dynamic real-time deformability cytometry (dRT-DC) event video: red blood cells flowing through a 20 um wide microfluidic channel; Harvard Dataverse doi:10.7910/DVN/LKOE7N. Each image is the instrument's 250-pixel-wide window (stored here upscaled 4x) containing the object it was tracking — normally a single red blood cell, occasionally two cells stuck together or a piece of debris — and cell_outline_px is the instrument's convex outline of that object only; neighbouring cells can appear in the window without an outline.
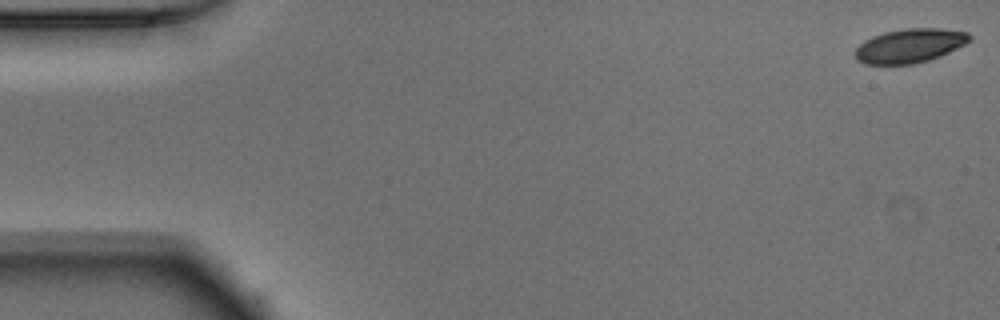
{"species": "Egyptian fruit bat (a non-hibernating species)", "species_latin": "Rousettus aegyptiacus", "temperature_condition": "warm", "stored_images_in_passage": 49, "camera_frame_rate_fps": 3000, "um_per_image_px": 0.085, "animal": {"sex": "male"}, "frame": {"image": 1, "passage_image": 1, "time_ms": 0.0, "image_size_px": [1000, 320], "cell_outline_px": [[972, 40], [940, 56], [928, 60], [912, 64], [864, 64], [856, 60], [856, 48], [864, 40], [872, 36], [884, 32], [908, 28], [940, 28], [968, 32], [972, 36]], "centroid_in_image_um": [77.33, 3.88], "position_along_channel_um": 7.7, "area_um2": 22.66}}
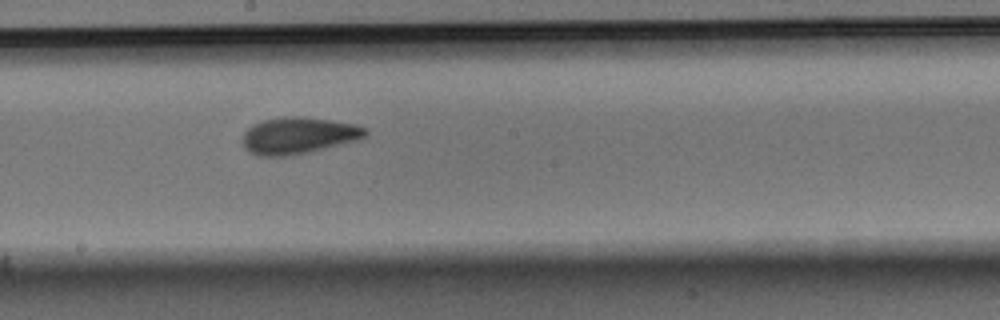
{"frame": {"image": 2, "passage_image": 28, "time_ms": 9.0, "image_size_px": [1000, 320], "cell_outline_px": [[368, 132], [364, 136], [356, 140], [308, 152], [288, 156], [260, 156], [244, 148], [244, 132], [252, 124], [264, 120], [284, 116], [304, 116], [356, 124], [364, 128]], "centroid_in_image_um": [25.35, 11.5], "position_along_channel_um": 222.9, "area_um2": 25.95}}
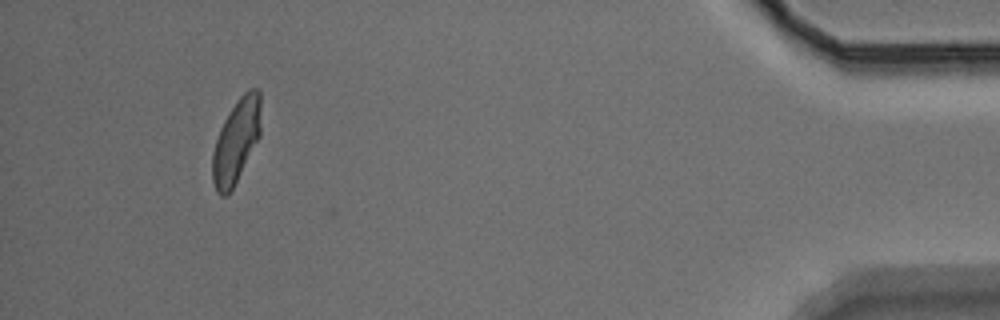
{"frame": {"image": 3, "passage_image": 48, "time_ms": 15.667, "image_size_px": [1000, 320], "cell_outline_px": [[260, 136], [228, 196], [220, 196], [216, 192], [212, 180], [212, 152], [220, 128], [224, 120], [240, 96], [248, 88], [256, 88], [260, 92]], "centroid_in_image_um": [20.06, 12.0], "position_along_channel_um": 415.1, "area_um2": 23.52}, "authors_computed_cell_mechanics": {"area_um2": 24.565, "velocity_mm_per_s": 3.9021, "shape_relaxation_time_tau1_ms": 3.9705, "shape_relaxation_time_tau2_ms": 1.692, "deformation_change_tau1": 0.1289, "deformation_change_tau2": 0.071}}